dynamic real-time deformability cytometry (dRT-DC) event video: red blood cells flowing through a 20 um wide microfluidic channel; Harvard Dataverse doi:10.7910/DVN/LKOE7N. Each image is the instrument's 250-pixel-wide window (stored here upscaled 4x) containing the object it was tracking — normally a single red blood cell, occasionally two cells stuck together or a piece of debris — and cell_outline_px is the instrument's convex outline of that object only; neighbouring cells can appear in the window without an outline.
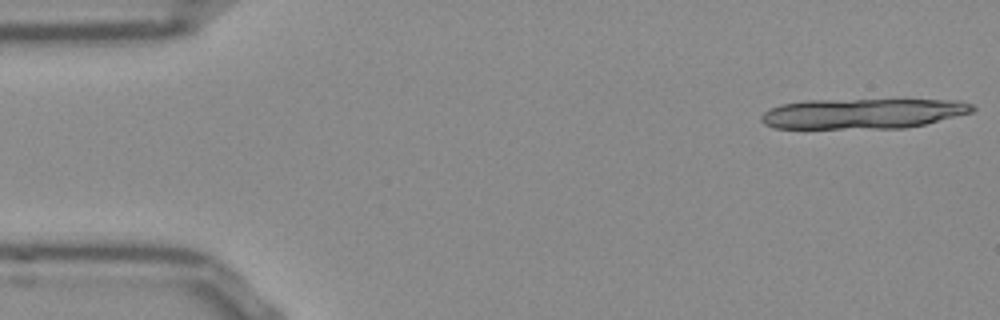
{"species": "Egyptian fruit bat (a non-hibernating species)", "species_latin": "Rousettus aegyptiacus", "temperature_condition": "room temperature", "stored_images_in_passage": 18, "camera_frame_rate_fps": 3000, "um_per_image_px": 0.085, "frame": {"image": 1, "passage_image": 1, "time_ms": 0.0, "image_size_px": [1000, 320], "cell_outline_px": [[976, 108], [972, 112], [924, 124], [904, 128], [772, 128], [764, 124], [760, 120], [760, 116], [764, 112], [780, 104], [804, 100], [960, 100], [972, 104]], "centroid_in_image_um": [73.3, 9.65], "position_along_channel_um": 11.7, "area_um2": 37.11}}
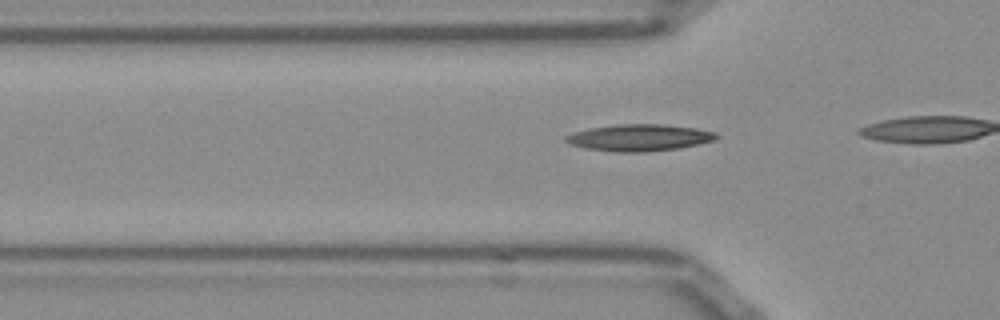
{"frame": {"image": 2, "passage_image": 13, "time_ms": 4.0, "image_size_px": [1000, 320], "cell_outline_px": [[720, 136], [716, 140], [680, 148], [644, 152], [616, 152], [584, 148], [572, 144], [564, 140], [564, 136], [572, 132], [588, 128], [616, 124], [664, 124], [696, 128], [716, 132]], "centroid_in_image_um": [54.35, 11.69], "position_along_channel_um": 71.5, "area_um2": 23.7}}
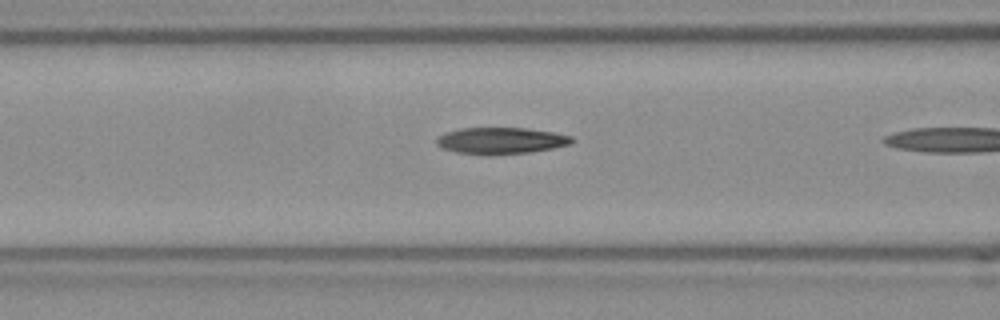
{"frame": {"image": 3, "passage_image": 17, "time_ms": 5.333, "image_size_px": [1000, 320], "cell_outline_px": [[576, 140], [572, 144], [552, 148], [528, 152], [456, 152], [444, 148], [436, 144], [436, 140], [440, 136], [448, 132], [460, 128], [528, 128], [552, 132], [572, 136]], "centroid_in_image_um": [42.66, 11.91], "position_along_channel_um": 123.9, "area_um2": 19.94}}